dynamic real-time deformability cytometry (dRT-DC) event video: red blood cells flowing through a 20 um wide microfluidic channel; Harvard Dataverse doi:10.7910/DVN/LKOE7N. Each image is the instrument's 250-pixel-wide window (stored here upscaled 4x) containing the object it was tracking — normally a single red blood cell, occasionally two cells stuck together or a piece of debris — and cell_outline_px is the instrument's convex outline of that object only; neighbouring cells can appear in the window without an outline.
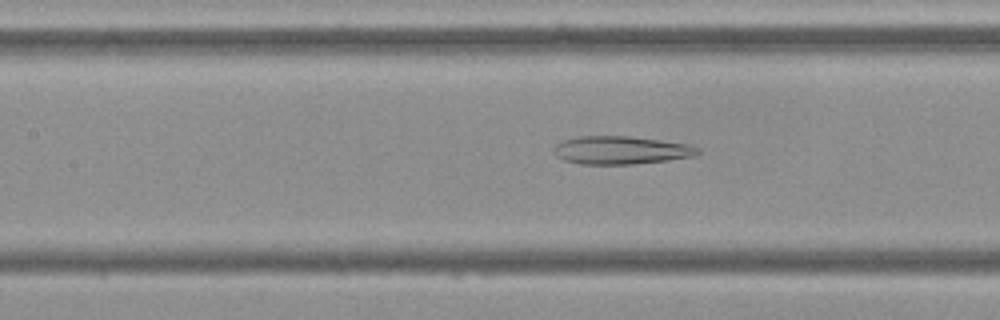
{"species": "Egyptian fruit bat (a non-hibernating species)", "species_latin": "Rousettus aegyptiacus", "temperature_condition": "cold", "stored_images_in_passage": 46, "camera_frame_rate_fps": 3000, "um_per_image_px": 0.085, "frame": {"image": 1, "passage_image": 16, "time_ms": 5.0, "image_size_px": [1000, 320], "cell_outline_px": [[700, 152], [692, 156], [668, 160], [632, 164], [580, 164], [564, 160], [556, 156], [552, 148], [556, 144], [564, 140], [576, 136], [632, 136], [688, 144], [700, 148]], "centroid_in_image_um": [52.75, 12.76], "position_along_channel_um": 154.7, "area_um2": 23.58}}
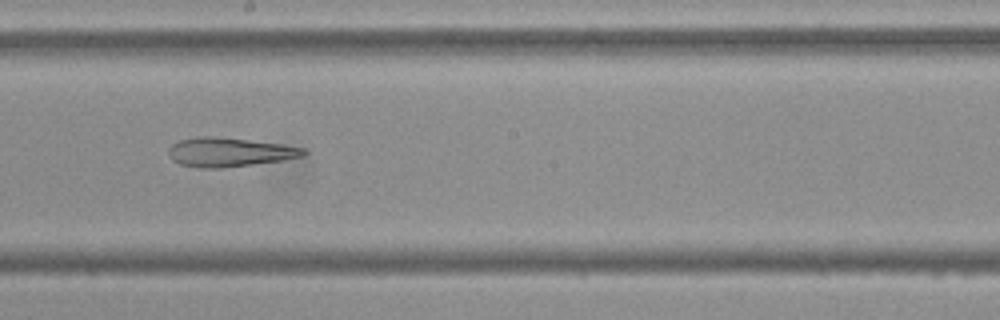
{"frame": {"image": 2, "passage_image": 22, "time_ms": 7.0, "image_size_px": [1000, 320], "cell_outline_px": [[308, 152], [304, 156], [284, 160], [220, 168], [200, 168], [180, 164], [172, 160], [168, 152], [168, 148], [172, 144], [180, 140], [196, 136], [208, 136], [248, 140], [280, 144], [304, 148]], "centroid_in_image_um": [19.48, 12.93], "position_along_channel_um": 228.7, "area_um2": 22.72}}
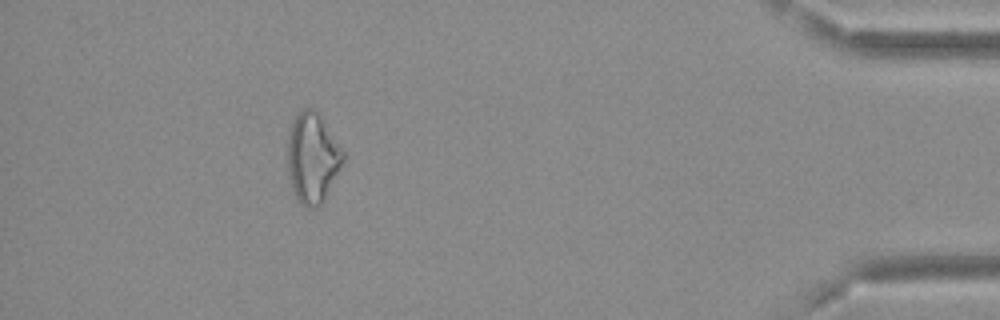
{"frame": {"image": 3, "passage_image": 41, "time_ms": 13.333, "image_size_px": [1000, 320], "cell_outline_px": [[344, 160], [324, 200], [316, 208], [308, 208], [300, 204], [292, 188], [288, 168], [288, 140], [292, 120], [300, 108], [312, 108], [316, 112], [344, 152]], "centroid_in_image_um": [26.54, 13.44], "position_along_channel_um": 408.7, "area_um2": 28.61}, "authors_computed_cell_mechanics": {"area_um2": 26.7036, "velocity_mm_per_s": 3.7118, "shape_relaxation_time_tau1_ms": null, "shape_relaxation_time_tau2_ms": 6.6657, "deformation_change_tau1": null, "deformation_change_tau2": 0.1971}}